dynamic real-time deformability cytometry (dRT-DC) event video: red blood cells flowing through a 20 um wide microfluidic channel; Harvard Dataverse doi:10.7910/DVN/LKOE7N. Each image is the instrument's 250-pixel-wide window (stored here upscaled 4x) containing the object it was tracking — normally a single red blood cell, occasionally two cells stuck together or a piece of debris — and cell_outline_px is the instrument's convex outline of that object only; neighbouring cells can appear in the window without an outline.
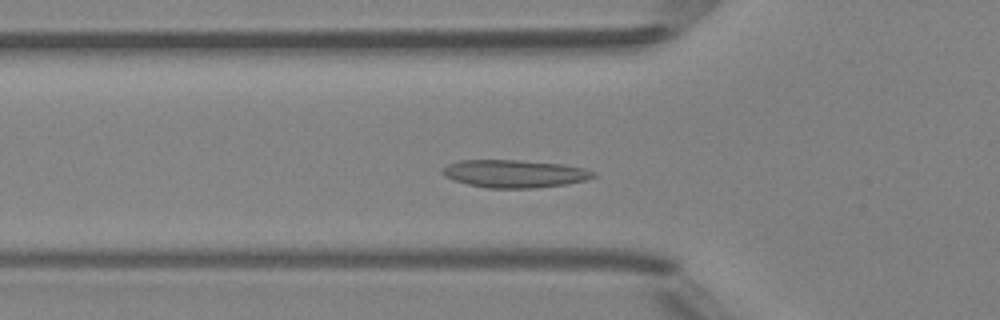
{"species": "Egyptian fruit bat (a non-hibernating species)", "species_latin": "Rousettus aegyptiacus", "temperature_condition": "room temperature", "stored_images_in_passage": 46, "camera_frame_rate_fps": 3000, "um_per_image_px": 0.085, "animal": {"sex": "female"}, "frame": {"image": 1, "passage_image": 13, "time_ms": 4.0, "image_size_px": [1000, 320], "cell_outline_px": [[596, 176], [584, 180], [564, 184], [536, 188], [488, 188], [468, 184], [444, 176], [440, 172], [448, 164], [460, 160], [516, 160], [564, 164], [584, 168], [596, 172]], "centroid_in_image_um": [43.74, 14.76], "position_along_channel_um": 82.1, "area_um2": 24.28}}
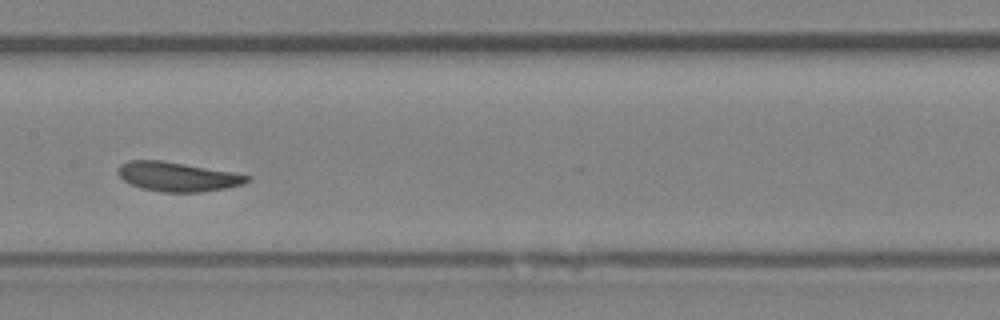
{"frame": {"image": 2, "passage_image": 21, "time_ms": 6.667, "image_size_px": [1000, 320], "cell_outline_px": [[252, 180], [244, 184], [224, 188], [200, 192], [164, 192], [140, 188], [124, 180], [116, 172], [116, 168], [120, 164], [128, 160], [164, 160], [232, 172], [252, 176]], "centroid_in_image_um": [15.08, 15.0], "position_along_channel_um": 192.3, "area_um2": 22.2}}
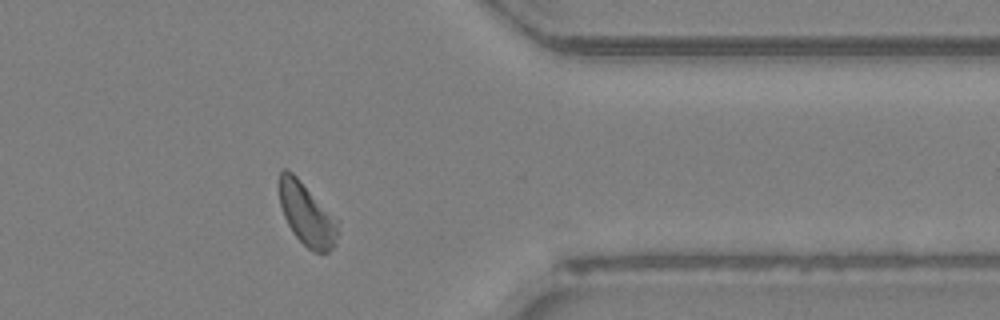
{"frame": {"image": 3, "passage_image": 36, "time_ms": 11.667, "image_size_px": [1000, 320], "cell_outline_px": [[340, 220], [336, 244], [328, 252], [312, 252], [292, 232], [284, 216], [280, 204], [280, 172], [284, 168], [292, 172]], "centroid_in_image_um": [26.13, 18.24], "position_along_channel_um": 385.3, "area_um2": 21.44}, "authors_computed_cell_mechanics": {"area_um2": 22.1663, "velocity_mm_per_s": 4.1313, "shape_relaxation_time_tau1_ms": 8.1545, "shape_relaxation_time_tau2_ms": 2.9437, "deformation_change_tau1": 0.1774, "deformation_change_tau2": 0.0607}}